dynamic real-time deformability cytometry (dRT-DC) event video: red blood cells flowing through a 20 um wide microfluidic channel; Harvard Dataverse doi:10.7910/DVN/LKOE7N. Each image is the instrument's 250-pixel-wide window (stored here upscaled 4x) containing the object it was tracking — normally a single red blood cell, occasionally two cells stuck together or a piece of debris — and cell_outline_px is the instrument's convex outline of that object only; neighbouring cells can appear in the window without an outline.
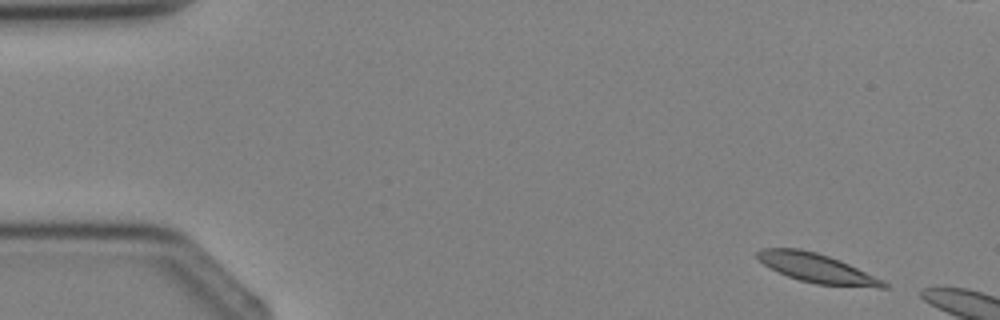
{"species": "Egyptian fruit bat (a non-hibernating species)", "species_latin": "Rousettus aegyptiacus", "temperature_condition": "cold", "stored_images_in_passage": 3, "segment_of_instrument_passage": [2, 2], "camera_frame_rate_fps": 3000, "um_per_image_px": 0.085, "animal": {"sex": "female"}, "frame": {"image": 1, "passage_image": 3, "time_ms": 3.333, "image_size_px": [1000, 320], "cell_outline_px": [[888, 288], [880, 288], [816, 284], [800, 280], [788, 276], [764, 264], [756, 256], [756, 252], [760, 248], [800, 248], [816, 252], [840, 260], [884, 280], [888, 284]], "centroid_in_image_um": [69.46, 22.79], "position_along_channel_um": 15.5, "area_um2": 21.27}}